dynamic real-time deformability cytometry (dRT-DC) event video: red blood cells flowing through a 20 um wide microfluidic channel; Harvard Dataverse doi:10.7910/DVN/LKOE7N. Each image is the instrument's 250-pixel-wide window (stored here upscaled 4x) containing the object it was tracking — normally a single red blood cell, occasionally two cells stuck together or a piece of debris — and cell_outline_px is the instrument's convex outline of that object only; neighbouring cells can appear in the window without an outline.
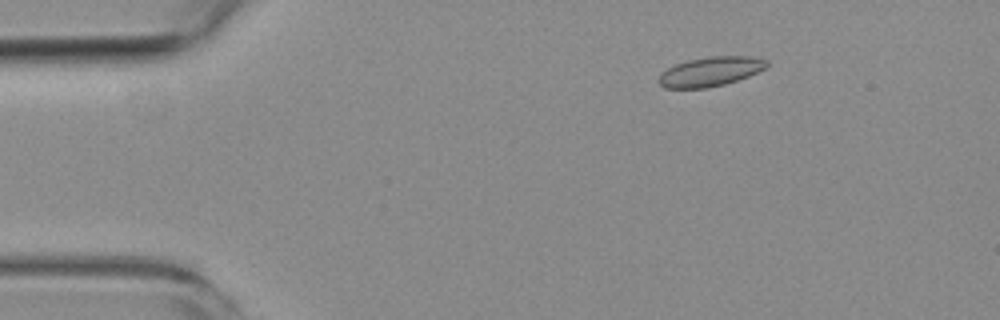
{"species": "common noctule bat (a hibernating species)", "species_latin": "Nyctalus noctula", "temperature_condition": "room temperature", "stored_images_in_passage": 5, "camera_frame_rate_fps": 3000, "um_per_image_px": 0.085, "animal": {"sex": "female", "body_mass_g": 19.3, "forearm_length_mm": 54.1}, "frame": {"image": 1, "passage_image": 3, "time_ms": 2.333, "image_size_px": [1000, 320], "cell_outline_px": [[768, 68], [748, 76], [724, 84], [704, 88], [664, 88], [656, 80], [660, 72], [676, 64], [688, 60], [708, 56], [752, 56], [768, 60]], "centroid_in_image_um": [60.38, 6.07], "position_along_channel_um": 24.6, "area_um2": 18.67}}